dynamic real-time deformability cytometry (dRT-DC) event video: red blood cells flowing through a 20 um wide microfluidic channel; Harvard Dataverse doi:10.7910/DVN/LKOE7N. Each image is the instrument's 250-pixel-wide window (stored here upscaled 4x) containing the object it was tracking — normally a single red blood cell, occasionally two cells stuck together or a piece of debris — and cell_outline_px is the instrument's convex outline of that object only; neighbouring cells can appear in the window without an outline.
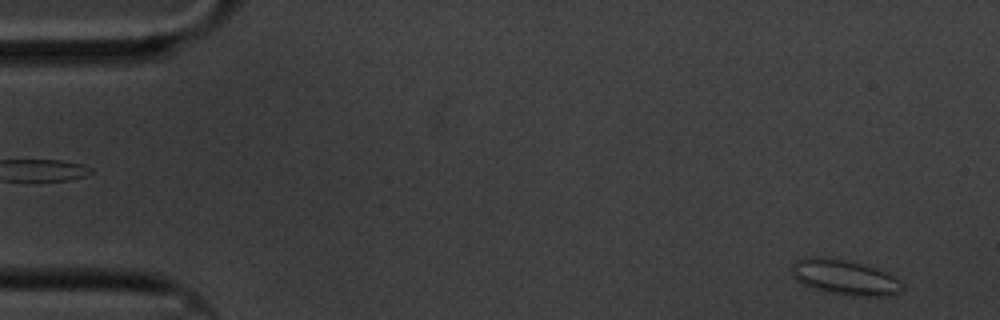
{"species": "common noctule bat (a hibernating species)", "species_latin": "Nyctalus noctula", "temperature_condition": "cold", "stored_images_in_passage": 56, "camera_frame_rate_fps": 3000, "um_per_image_px": 0.085, "animal": {"sex": "male", "body_mass_g": 20.1, "forearm_length_mm": 53.5}, "frame": {"image": 1, "passage_image": 1, "time_ms": 0.0, "image_size_px": [1000, 320], "cell_outline_px": [[904, 288], [900, 292], [888, 296], [856, 296], [820, 292], [796, 280], [792, 276], [792, 264], [796, 260], [808, 256], [820, 256], [844, 260], [864, 264], [888, 272], [900, 280], [904, 284]], "centroid_in_image_um": [71.81, 23.58], "position_along_channel_um": 13.2, "area_um2": 23.12}}
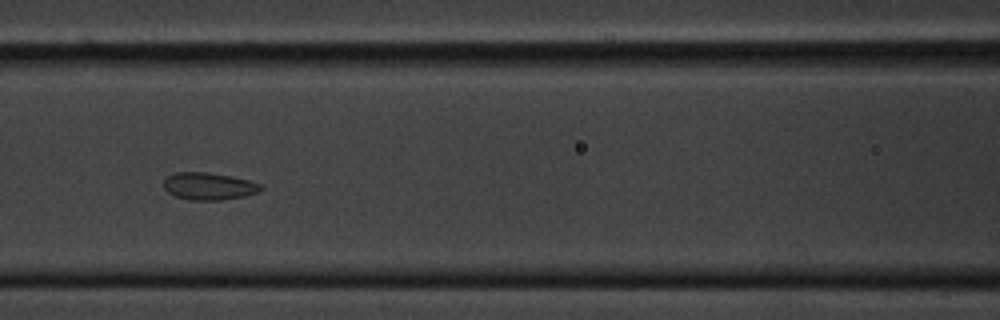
{"frame": {"image": 2, "passage_image": 23, "time_ms": 7.333, "image_size_px": [1000, 320], "cell_outline_px": [[264, 188], [260, 192], [244, 196], [220, 200], [188, 200], [176, 196], [168, 192], [164, 188], [164, 180], [168, 176], [176, 172], [204, 172], [228, 176], [248, 180], [260, 184]], "centroid_in_image_um": [17.75, 15.84], "position_along_channel_um": 148.8, "area_um2": 15.32}}
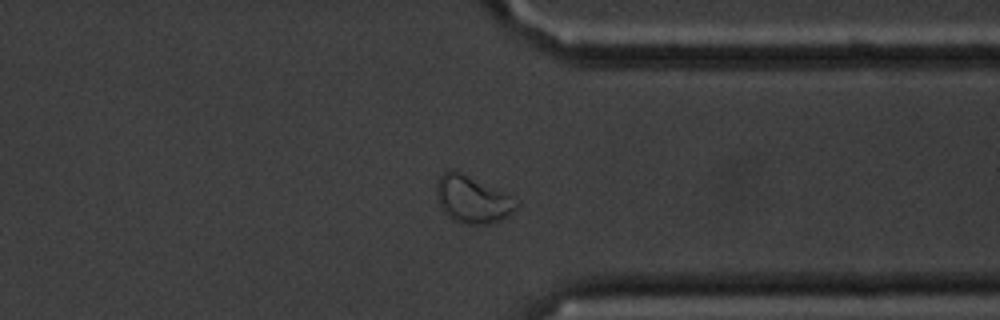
{"frame": {"image": 3, "passage_image": 43, "time_ms": 14.0, "image_size_px": [1000, 320], "cell_outline_px": [[520, 204], [512, 212], [500, 220], [488, 224], [468, 224], [452, 220], [444, 212], [436, 196], [436, 184], [440, 176], [444, 172], [460, 172], [504, 192], [512, 196]], "centroid_in_image_um": [40.16, 16.98], "position_along_channel_um": 371.2, "area_um2": 21.56}, "authors_computed_cell_mechanics": {"area_um2": 16.9354, "velocity_mm_per_s": 3.3682, "shape_relaxation_time_tau1_ms": 3.6877, "shape_relaxation_time_tau2_ms": 1.9104, "deformation_change_tau1": 0.068, "deformation_change_tau2": 0.0539}}